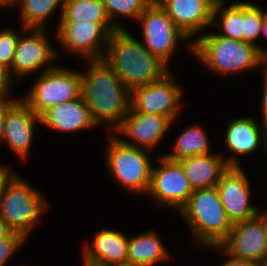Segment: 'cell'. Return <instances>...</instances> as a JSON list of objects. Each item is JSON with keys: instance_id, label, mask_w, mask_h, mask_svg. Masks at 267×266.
<instances>
[{"instance_id": "obj_1", "label": "cell", "mask_w": 267, "mask_h": 266, "mask_svg": "<svg viewBox=\"0 0 267 266\" xmlns=\"http://www.w3.org/2000/svg\"><path fill=\"white\" fill-rule=\"evenodd\" d=\"M87 61L91 64L87 73H81V95L93 121L97 125L107 122L115 131L129 111L131 91L103 58Z\"/></svg>"}, {"instance_id": "obj_2", "label": "cell", "mask_w": 267, "mask_h": 266, "mask_svg": "<svg viewBox=\"0 0 267 266\" xmlns=\"http://www.w3.org/2000/svg\"><path fill=\"white\" fill-rule=\"evenodd\" d=\"M103 59L130 91L155 82L170 71L168 65L125 28L111 33Z\"/></svg>"}, {"instance_id": "obj_3", "label": "cell", "mask_w": 267, "mask_h": 266, "mask_svg": "<svg viewBox=\"0 0 267 266\" xmlns=\"http://www.w3.org/2000/svg\"><path fill=\"white\" fill-rule=\"evenodd\" d=\"M190 52L215 74L229 76L267 65V49L215 33H203L188 44ZM261 65V66H260ZM217 72V73H216Z\"/></svg>"}, {"instance_id": "obj_4", "label": "cell", "mask_w": 267, "mask_h": 266, "mask_svg": "<svg viewBox=\"0 0 267 266\" xmlns=\"http://www.w3.org/2000/svg\"><path fill=\"white\" fill-rule=\"evenodd\" d=\"M179 213L190 225L194 242L201 247L219 245L233 227L216 186L193 190Z\"/></svg>"}, {"instance_id": "obj_5", "label": "cell", "mask_w": 267, "mask_h": 266, "mask_svg": "<svg viewBox=\"0 0 267 266\" xmlns=\"http://www.w3.org/2000/svg\"><path fill=\"white\" fill-rule=\"evenodd\" d=\"M47 200L26 180L12 174L0 194V216L8 227L25 239L48 208Z\"/></svg>"}, {"instance_id": "obj_6", "label": "cell", "mask_w": 267, "mask_h": 266, "mask_svg": "<svg viewBox=\"0 0 267 266\" xmlns=\"http://www.w3.org/2000/svg\"><path fill=\"white\" fill-rule=\"evenodd\" d=\"M108 141L105 163L113 178L132 193L147 194L153 167L148 151L126 145L113 134Z\"/></svg>"}, {"instance_id": "obj_7", "label": "cell", "mask_w": 267, "mask_h": 266, "mask_svg": "<svg viewBox=\"0 0 267 266\" xmlns=\"http://www.w3.org/2000/svg\"><path fill=\"white\" fill-rule=\"evenodd\" d=\"M39 75L28 94L22 98L38 116L52 106L73 101L81 96V73L55 66Z\"/></svg>"}, {"instance_id": "obj_8", "label": "cell", "mask_w": 267, "mask_h": 266, "mask_svg": "<svg viewBox=\"0 0 267 266\" xmlns=\"http://www.w3.org/2000/svg\"><path fill=\"white\" fill-rule=\"evenodd\" d=\"M116 29L112 23L59 21L55 35L65 50L85 59H100Z\"/></svg>"}, {"instance_id": "obj_9", "label": "cell", "mask_w": 267, "mask_h": 266, "mask_svg": "<svg viewBox=\"0 0 267 266\" xmlns=\"http://www.w3.org/2000/svg\"><path fill=\"white\" fill-rule=\"evenodd\" d=\"M137 21L142 24L144 46L166 65L178 42L188 40L156 0L139 15Z\"/></svg>"}, {"instance_id": "obj_10", "label": "cell", "mask_w": 267, "mask_h": 266, "mask_svg": "<svg viewBox=\"0 0 267 266\" xmlns=\"http://www.w3.org/2000/svg\"><path fill=\"white\" fill-rule=\"evenodd\" d=\"M175 77L169 71L161 79L133 89L130 107L137 112L165 116L174 122L182 107L179 103L183 96Z\"/></svg>"}, {"instance_id": "obj_11", "label": "cell", "mask_w": 267, "mask_h": 266, "mask_svg": "<svg viewBox=\"0 0 267 266\" xmlns=\"http://www.w3.org/2000/svg\"><path fill=\"white\" fill-rule=\"evenodd\" d=\"M159 158L161 165L152 167L147 194L154 197L157 206L165 204L180 211L193 193V189L178 161L170 160L165 155Z\"/></svg>"}, {"instance_id": "obj_12", "label": "cell", "mask_w": 267, "mask_h": 266, "mask_svg": "<svg viewBox=\"0 0 267 266\" xmlns=\"http://www.w3.org/2000/svg\"><path fill=\"white\" fill-rule=\"evenodd\" d=\"M29 31L32 32L30 35L20 34L13 63L8 70L11 79L17 76V81L22 76L34 73L36 70L43 68L42 72H45L54 68L55 66L51 63L59 56L46 35V29H25V32Z\"/></svg>"}, {"instance_id": "obj_13", "label": "cell", "mask_w": 267, "mask_h": 266, "mask_svg": "<svg viewBox=\"0 0 267 266\" xmlns=\"http://www.w3.org/2000/svg\"><path fill=\"white\" fill-rule=\"evenodd\" d=\"M250 183L240 166H229L216 188L228 219L232 224L257 216V206L250 203Z\"/></svg>"}, {"instance_id": "obj_14", "label": "cell", "mask_w": 267, "mask_h": 266, "mask_svg": "<svg viewBox=\"0 0 267 266\" xmlns=\"http://www.w3.org/2000/svg\"><path fill=\"white\" fill-rule=\"evenodd\" d=\"M219 246L229 256L249 260L256 264L267 258L265 229L257 216L234 223L228 236Z\"/></svg>"}, {"instance_id": "obj_15", "label": "cell", "mask_w": 267, "mask_h": 266, "mask_svg": "<svg viewBox=\"0 0 267 266\" xmlns=\"http://www.w3.org/2000/svg\"><path fill=\"white\" fill-rule=\"evenodd\" d=\"M41 123L38 116L22 99L6 101L3 142H7L16 155L26 159L32 145L34 124Z\"/></svg>"}, {"instance_id": "obj_16", "label": "cell", "mask_w": 267, "mask_h": 266, "mask_svg": "<svg viewBox=\"0 0 267 266\" xmlns=\"http://www.w3.org/2000/svg\"><path fill=\"white\" fill-rule=\"evenodd\" d=\"M172 123L173 121L165 116L137 112L130 107L122 124L115 131L133 140L131 143L120 138L126 145L149 151L159 144Z\"/></svg>"}, {"instance_id": "obj_17", "label": "cell", "mask_w": 267, "mask_h": 266, "mask_svg": "<svg viewBox=\"0 0 267 266\" xmlns=\"http://www.w3.org/2000/svg\"><path fill=\"white\" fill-rule=\"evenodd\" d=\"M176 27L188 38L205 30L212 22L217 0H156Z\"/></svg>"}, {"instance_id": "obj_18", "label": "cell", "mask_w": 267, "mask_h": 266, "mask_svg": "<svg viewBox=\"0 0 267 266\" xmlns=\"http://www.w3.org/2000/svg\"><path fill=\"white\" fill-rule=\"evenodd\" d=\"M221 154L195 155L178 160L193 190L215 187L229 166H240L237 157Z\"/></svg>"}, {"instance_id": "obj_19", "label": "cell", "mask_w": 267, "mask_h": 266, "mask_svg": "<svg viewBox=\"0 0 267 266\" xmlns=\"http://www.w3.org/2000/svg\"><path fill=\"white\" fill-rule=\"evenodd\" d=\"M91 245L85 246L82 260L108 266L128 264V237L108 228L98 230Z\"/></svg>"}, {"instance_id": "obj_20", "label": "cell", "mask_w": 267, "mask_h": 266, "mask_svg": "<svg viewBox=\"0 0 267 266\" xmlns=\"http://www.w3.org/2000/svg\"><path fill=\"white\" fill-rule=\"evenodd\" d=\"M41 124L59 132L82 131L96 127L89 107L82 95L70 102H63L47 109L41 116Z\"/></svg>"}, {"instance_id": "obj_21", "label": "cell", "mask_w": 267, "mask_h": 266, "mask_svg": "<svg viewBox=\"0 0 267 266\" xmlns=\"http://www.w3.org/2000/svg\"><path fill=\"white\" fill-rule=\"evenodd\" d=\"M256 123L252 116L229 121L224 141L236 155L253 154L259 145L267 152V127Z\"/></svg>"}, {"instance_id": "obj_22", "label": "cell", "mask_w": 267, "mask_h": 266, "mask_svg": "<svg viewBox=\"0 0 267 266\" xmlns=\"http://www.w3.org/2000/svg\"><path fill=\"white\" fill-rule=\"evenodd\" d=\"M169 258V252L154 231H148L128 239V264L155 266Z\"/></svg>"}, {"instance_id": "obj_23", "label": "cell", "mask_w": 267, "mask_h": 266, "mask_svg": "<svg viewBox=\"0 0 267 266\" xmlns=\"http://www.w3.org/2000/svg\"><path fill=\"white\" fill-rule=\"evenodd\" d=\"M225 6L224 0H217L215 3L211 26L223 31L215 34L229 39L243 40V2L237 1ZM217 17H220L218 22Z\"/></svg>"}, {"instance_id": "obj_24", "label": "cell", "mask_w": 267, "mask_h": 266, "mask_svg": "<svg viewBox=\"0 0 267 266\" xmlns=\"http://www.w3.org/2000/svg\"><path fill=\"white\" fill-rule=\"evenodd\" d=\"M205 130L199 125H191L177 136L173 153L165 156L173 161L195 156L210 154V144Z\"/></svg>"}, {"instance_id": "obj_25", "label": "cell", "mask_w": 267, "mask_h": 266, "mask_svg": "<svg viewBox=\"0 0 267 266\" xmlns=\"http://www.w3.org/2000/svg\"><path fill=\"white\" fill-rule=\"evenodd\" d=\"M60 21L111 23L102 0H64Z\"/></svg>"}, {"instance_id": "obj_26", "label": "cell", "mask_w": 267, "mask_h": 266, "mask_svg": "<svg viewBox=\"0 0 267 266\" xmlns=\"http://www.w3.org/2000/svg\"><path fill=\"white\" fill-rule=\"evenodd\" d=\"M64 0H17L21 8L20 22L23 33L25 29H46L45 23L58 6H63ZM61 4V5H60ZM48 18V19H47Z\"/></svg>"}, {"instance_id": "obj_27", "label": "cell", "mask_w": 267, "mask_h": 266, "mask_svg": "<svg viewBox=\"0 0 267 266\" xmlns=\"http://www.w3.org/2000/svg\"><path fill=\"white\" fill-rule=\"evenodd\" d=\"M155 0H102L111 23L118 29L123 25L115 21L116 15L131 17L137 21L139 15Z\"/></svg>"}, {"instance_id": "obj_28", "label": "cell", "mask_w": 267, "mask_h": 266, "mask_svg": "<svg viewBox=\"0 0 267 266\" xmlns=\"http://www.w3.org/2000/svg\"><path fill=\"white\" fill-rule=\"evenodd\" d=\"M264 9L250 2H243V41L255 43L261 35Z\"/></svg>"}, {"instance_id": "obj_29", "label": "cell", "mask_w": 267, "mask_h": 266, "mask_svg": "<svg viewBox=\"0 0 267 266\" xmlns=\"http://www.w3.org/2000/svg\"><path fill=\"white\" fill-rule=\"evenodd\" d=\"M19 35L11 28L0 30V67L2 69L8 71L11 68Z\"/></svg>"}, {"instance_id": "obj_30", "label": "cell", "mask_w": 267, "mask_h": 266, "mask_svg": "<svg viewBox=\"0 0 267 266\" xmlns=\"http://www.w3.org/2000/svg\"><path fill=\"white\" fill-rule=\"evenodd\" d=\"M26 239L16 232H11L7 237L0 238V266L6 265L10 256L25 243Z\"/></svg>"}, {"instance_id": "obj_31", "label": "cell", "mask_w": 267, "mask_h": 266, "mask_svg": "<svg viewBox=\"0 0 267 266\" xmlns=\"http://www.w3.org/2000/svg\"><path fill=\"white\" fill-rule=\"evenodd\" d=\"M11 77L8 71H0V102L14 101L16 99H7L11 85ZM7 97V98H6Z\"/></svg>"}, {"instance_id": "obj_32", "label": "cell", "mask_w": 267, "mask_h": 266, "mask_svg": "<svg viewBox=\"0 0 267 266\" xmlns=\"http://www.w3.org/2000/svg\"><path fill=\"white\" fill-rule=\"evenodd\" d=\"M210 248L213 250L215 249V251L219 250L223 252L224 255H226L227 257H230L228 258L229 259L228 261H226L223 265L220 266H257V264L252 261L237 259L232 256H229L219 245L210 246Z\"/></svg>"}, {"instance_id": "obj_33", "label": "cell", "mask_w": 267, "mask_h": 266, "mask_svg": "<svg viewBox=\"0 0 267 266\" xmlns=\"http://www.w3.org/2000/svg\"><path fill=\"white\" fill-rule=\"evenodd\" d=\"M263 75H264V89H263V96H262V101H261V113H262V118L261 122L264 124V126L267 127V65L263 68Z\"/></svg>"}, {"instance_id": "obj_34", "label": "cell", "mask_w": 267, "mask_h": 266, "mask_svg": "<svg viewBox=\"0 0 267 266\" xmlns=\"http://www.w3.org/2000/svg\"><path fill=\"white\" fill-rule=\"evenodd\" d=\"M8 167L0 165V194L2 192V188L4 186V183L12 176V173L10 172Z\"/></svg>"}, {"instance_id": "obj_35", "label": "cell", "mask_w": 267, "mask_h": 266, "mask_svg": "<svg viewBox=\"0 0 267 266\" xmlns=\"http://www.w3.org/2000/svg\"><path fill=\"white\" fill-rule=\"evenodd\" d=\"M6 116V102H0V141L3 139Z\"/></svg>"}, {"instance_id": "obj_36", "label": "cell", "mask_w": 267, "mask_h": 266, "mask_svg": "<svg viewBox=\"0 0 267 266\" xmlns=\"http://www.w3.org/2000/svg\"><path fill=\"white\" fill-rule=\"evenodd\" d=\"M12 230L8 227L5 220L0 216V238L7 237Z\"/></svg>"}, {"instance_id": "obj_37", "label": "cell", "mask_w": 267, "mask_h": 266, "mask_svg": "<svg viewBox=\"0 0 267 266\" xmlns=\"http://www.w3.org/2000/svg\"><path fill=\"white\" fill-rule=\"evenodd\" d=\"M257 217L261 220L264 229H265V234H266V240H267V210H263V212L259 209L257 211Z\"/></svg>"}, {"instance_id": "obj_38", "label": "cell", "mask_w": 267, "mask_h": 266, "mask_svg": "<svg viewBox=\"0 0 267 266\" xmlns=\"http://www.w3.org/2000/svg\"><path fill=\"white\" fill-rule=\"evenodd\" d=\"M17 2V0H0V7H12L15 6V3Z\"/></svg>"}, {"instance_id": "obj_39", "label": "cell", "mask_w": 267, "mask_h": 266, "mask_svg": "<svg viewBox=\"0 0 267 266\" xmlns=\"http://www.w3.org/2000/svg\"><path fill=\"white\" fill-rule=\"evenodd\" d=\"M260 35L267 36V17L265 16V13H264V19H263Z\"/></svg>"}, {"instance_id": "obj_40", "label": "cell", "mask_w": 267, "mask_h": 266, "mask_svg": "<svg viewBox=\"0 0 267 266\" xmlns=\"http://www.w3.org/2000/svg\"><path fill=\"white\" fill-rule=\"evenodd\" d=\"M83 263H84L83 266H108V265H101L98 263L90 262L87 260H83Z\"/></svg>"}, {"instance_id": "obj_41", "label": "cell", "mask_w": 267, "mask_h": 266, "mask_svg": "<svg viewBox=\"0 0 267 266\" xmlns=\"http://www.w3.org/2000/svg\"><path fill=\"white\" fill-rule=\"evenodd\" d=\"M257 266H267V258L257 264Z\"/></svg>"}, {"instance_id": "obj_42", "label": "cell", "mask_w": 267, "mask_h": 266, "mask_svg": "<svg viewBox=\"0 0 267 266\" xmlns=\"http://www.w3.org/2000/svg\"><path fill=\"white\" fill-rule=\"evenodd\" d=\"M119 266H138V265H129V264H126V265H119Z\"/></svg>"}]
</instances>
